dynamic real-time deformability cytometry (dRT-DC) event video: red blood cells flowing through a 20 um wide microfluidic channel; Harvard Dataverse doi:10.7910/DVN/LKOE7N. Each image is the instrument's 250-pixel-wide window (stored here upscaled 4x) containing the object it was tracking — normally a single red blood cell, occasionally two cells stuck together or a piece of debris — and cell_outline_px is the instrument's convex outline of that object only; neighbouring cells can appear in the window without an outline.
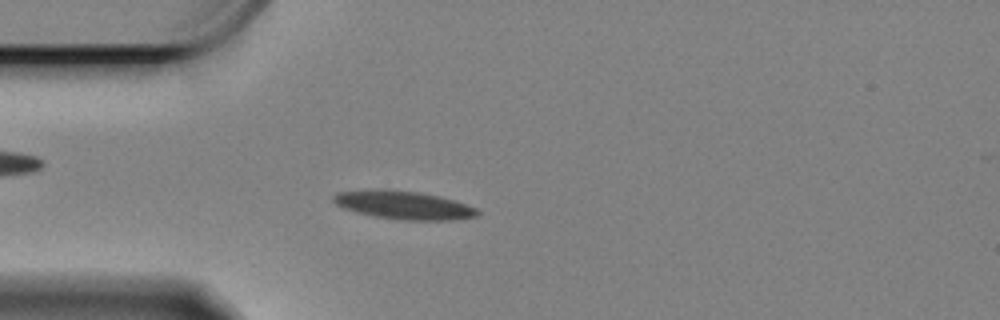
{"species": "Egyptian fruit bat (a non-hibernating species)", "species_latin": "Rousettus aegyptiacus", "temperature_condition": "cold", "stored_images_in_passage": 59, "camera_frame_rate_fps": 3000, "um_per_image_px": 0.085, "animal": {"sex": "female"}, "frame": {"image": 1, "passage_image": 15, "time_ms": 4.667, "image_size_px": [1000, 320], "cell_outline_px": [[480, 212], [476, 216], [452, 220], [400, 220], [376, 216], [356, 212], [344, 208], [336, 204], [332, 200], [332, 196], [336, 192], [380, 188], [388, 188], [420, 192], [440, 196], [456, 200], [476, 208]], "centroid_in_image_um": [34.29, 17.41], "position_along_channel_um": 50.7, "area_um2": 24.04}}
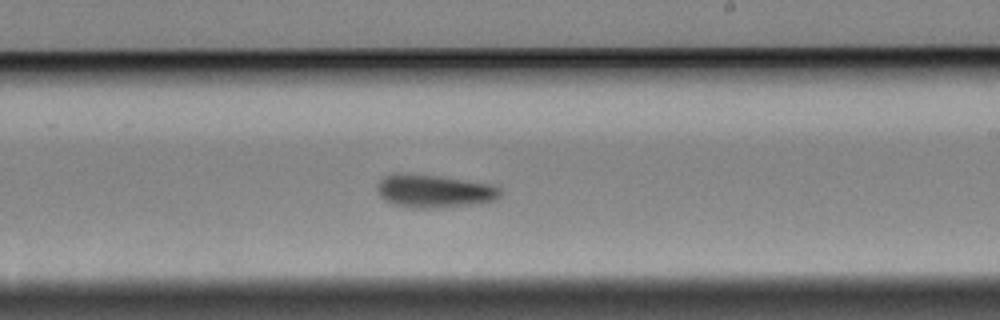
{"frame": {"image": 2, "passage_image": 34, "time_ms": 11.0, "image_size_px": [1000, 320], "cell_outline_px": [[500, 196], [496, 200], [480, 204], [424, 208], [408, 208], [392, 204], [384, 200], [376, 192], [376, 184], [384, 176], [396, 172], [400, 172], [440, 176], [492, 184], [500, 188]], "centroid_in_image_um": [36.86, 16.23], "position_along_channel_um": 252.1, "area_um2": 24.16}}
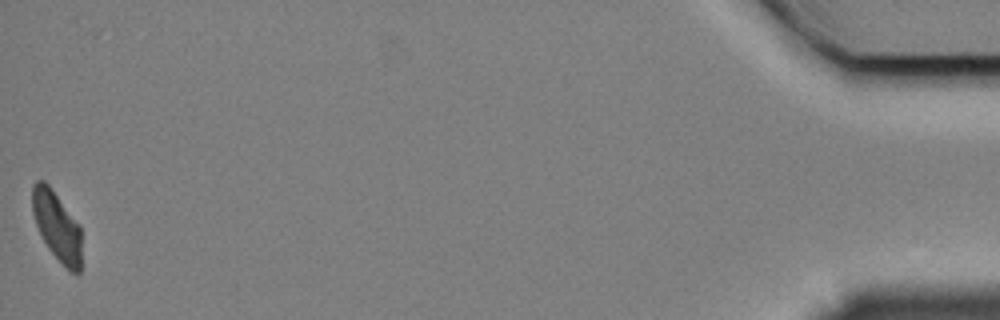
{"frame": {"image": 3, "passage_image": 59, "time_ms": 19.333, "image_size_px": [1000, 320], "cell_outline_px": [[80, 272], [76, 276], [68, 272], [48, 248], [36, 224], [32, 212], [32, 184], [36, 180], [44, 180], [48, 184], [80, 224]], "centroid_in_image_um": [4.84, 19.24], "position_along_channel_um": 430.4, "area_um2": 20.0}, "authors_computed_cell_mechanics": {"area_um2": 22.542, "velocity_mm_per_s": 3.3084, "shape_relaxation_time_tau1_ms": 4.8147, "shape_relaxation_time_tau2_ms": 7.8916, "deformation_change_tau1": 0.151, "deformation_change_tau2": 0.1503}}